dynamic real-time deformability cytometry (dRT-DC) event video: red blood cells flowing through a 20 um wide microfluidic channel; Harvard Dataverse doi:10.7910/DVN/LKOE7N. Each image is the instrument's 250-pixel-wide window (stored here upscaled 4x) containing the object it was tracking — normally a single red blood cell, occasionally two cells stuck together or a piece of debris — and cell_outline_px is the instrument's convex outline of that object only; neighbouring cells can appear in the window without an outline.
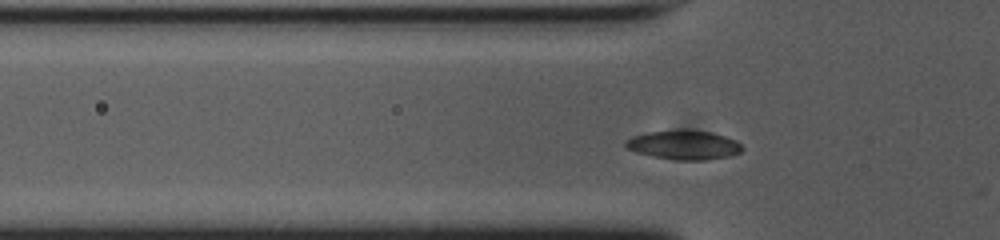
{"species": "common noctule bat (a hibernating species)", "species_latin": "Nyctalus noctula", "temperature_condition": "cold", "stored_images_in_passage": 40, "camera_frame_rate_fps": 3000, "um_per_image_px": 0.085, "animal": {"sex": "female", "body_mass_g": 23.0, "forearm_length_mm": 53.4}, "frame": {"image": 1, "passage_image": 10, "time_ms": 3.0, "image_size_px": [1000, 240], "cell_outline_px": [[744, 148], [740, 152], [732, 156], [708, 160], [676, 160], [652, 156], [636, 152], [628, 148], [624, 144], [624, 140], [632, 136], [648, 132], [712, 132], [736, 140]], "centroid_in_image_um": [58.15, 12.36], "position_along_channel_um": 67.7, "area_um2": 19.31}}
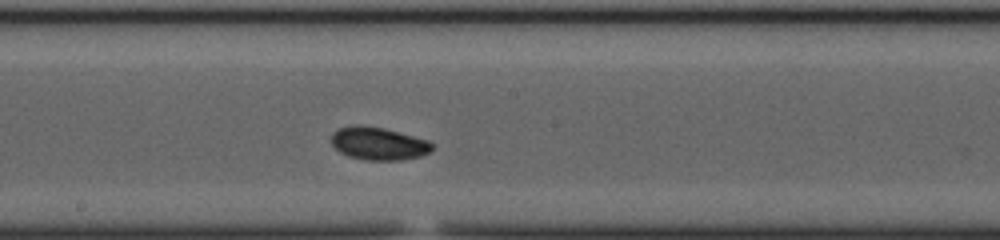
{"frame": {"image": 2, "passage_image": 22, "time_ms": 7.0, "image_size_px": [1000, 240], "cell_outline_px": [[432, 152], [420, 156], [400, 160], [364, 160], [348, 156], [340, 152], [332, 144], [332, 132], [340, 128], [356, 124], [384, 128], [428, 140], [432, 144]], "centroid_in_image_um": [32.17, 12.2], "position_along_channel_um": 216.0, "area_um2": 19.25}}
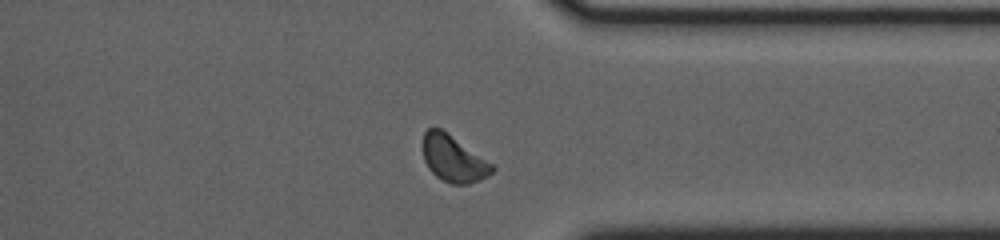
{"frame": {"image": 3, "passage_image": 35, "time_ms": 11.333, "image_size_px": [1000, 240], "cell_outline_px": [[496, 168], [488, 176], [480, 180], [468, 184], [452, 184], [436, 176], [428, 168], [424, 160], [424, 132], [428, 128], [440, 128], [492, 164]], "centroid_in_image_um": [38.54, 13.51], "position_along_channel_um": 372.9, "area_um2": 18.26}, "authors_computed_cell_mechanics": {"area_um2": 18.6405, "velocity_mm_per_s": 3.7077, "shape_relaxation_time_tau1_ms": 2.1096, "shape_relaxation_time_tau2_ms": null, "deformation_change_tau1": 0.0823, "deformation_change_tau2": null}}